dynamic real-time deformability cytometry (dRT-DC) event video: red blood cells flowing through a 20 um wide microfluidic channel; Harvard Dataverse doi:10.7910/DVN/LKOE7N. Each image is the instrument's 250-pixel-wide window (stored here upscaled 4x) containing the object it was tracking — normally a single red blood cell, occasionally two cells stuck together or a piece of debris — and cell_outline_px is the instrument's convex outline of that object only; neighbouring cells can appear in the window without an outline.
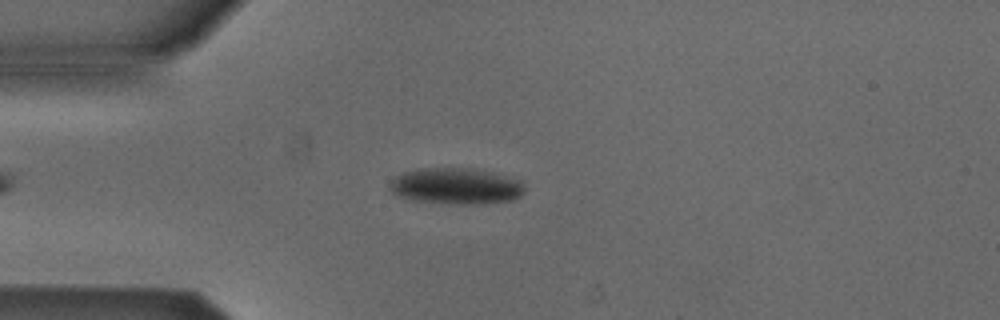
{"species": "Egyptian fruit bat (a non-hibernating species)", "species_latin": "Rousettus aegyptiacus", "temperature_condition": "cold", "stored_images_in_passage": 36, "camera_frame_rate_fps": 3000, "um_per_image_px": 0.085, "animal": {"sex": "male"}, "frame": {"image": 1, "passage_image": 1, "time_ms": 0.0, "image_size_px": [1000, 320], "cell_outline_px": [[524, 192], [520, 196], [512, 200], [484, 204], [460, 204], [412, 200], [396, 196], [388, 188], [388, 184], [396, 176], [404, 172], [424, 168], [472, 168], [520, 180], [524, 184]], "centroid_in_image_um": [38.74, 15.83], "position_along_channel_um": 46.3, "area_um2": 28.44}}
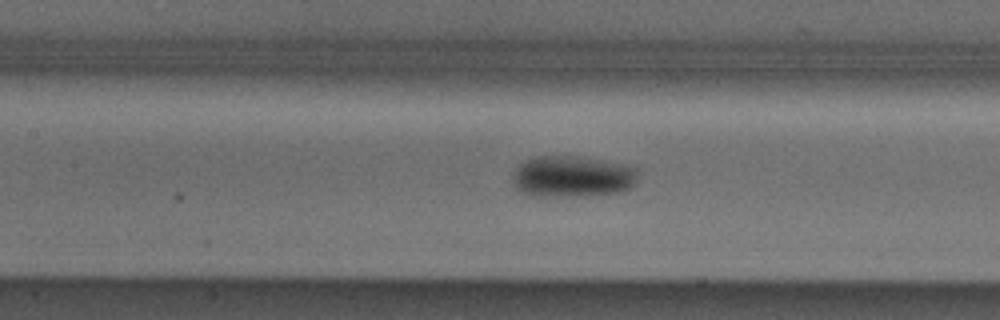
{"frame": {"image": 2, "passage_image": 11, "time_ms": 3.333, "image_size_px": [1000, 320], "cell_outline_px": [[636, 180], [628, 188], [620, 192], [588, 196], [532, 196], [516, 188], [512, 180], [512, 176], [516, 168], [524, 160], [536, 156], [576, 156], [620, 164], [636, 168]], "centroid_in_image_um": [48.59, 15.01], "position_along_channel_um": 158.8, "area_um2": 30.0}}
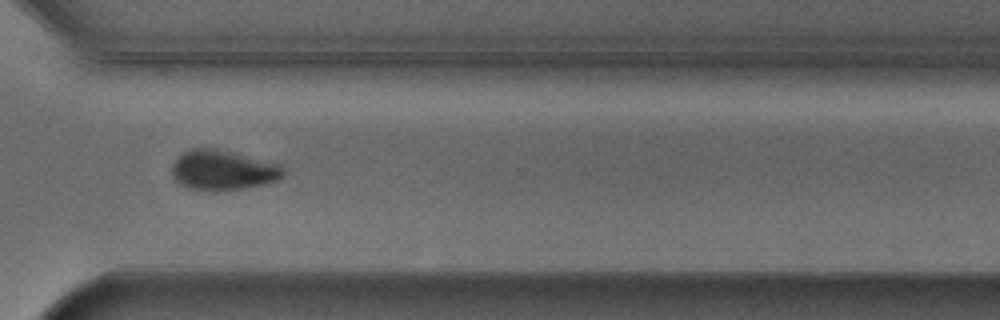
{"frame": {"image": 3, "passage_image": 26, "time_ms": 8.333, "image_size_px": [1000, 320], "cell_outline_px": [[284, 172], [276, 180], [244, 188], [216, 192], [188, 188], [180, 184], [172, 176], [172, 164], [176, 156], [188, 148], [216, 148], [280, 164], [284, 168]], "centroid_in_image_um": [18.87, 14.45], "position_along_channel_um": 351.7, "area_um2": 26.07}, "authors_computed_cell_mechanics": {"area_um2": 27.9463, "velocity_mm_per_s": 3.8635, "shape_relaxation_time_tau1_ms": 6.2417, "shape_relaxation_time_tau2_ms": null, "deformation_change_tau1": 0.1248, "deformation_change_tau2": null}}